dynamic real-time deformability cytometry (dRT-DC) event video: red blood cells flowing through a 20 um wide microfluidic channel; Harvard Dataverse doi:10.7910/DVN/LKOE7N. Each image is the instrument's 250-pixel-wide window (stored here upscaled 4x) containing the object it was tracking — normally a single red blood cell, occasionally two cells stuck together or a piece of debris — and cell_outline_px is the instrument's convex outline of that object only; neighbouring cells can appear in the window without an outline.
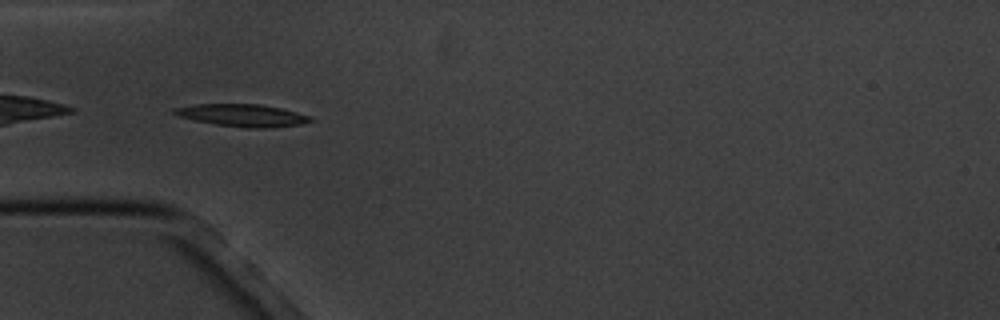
{"species": "common noctule bat (a hibernating species)", "species_latin": "Nyctalus noctula", "temperature_condition": "cold", "stored_images_in_passage": 10, "camera_frame_rate_fps": 3000, "um_per_image_px": 0.085, "animal": {"sex": "male", "body_mass_g": 20.1, "forearm_length_mm": 53.5}, "frame": {"image": 1, "passage_image": 4, "time_ms": 3.333, "image_size_px": [1000, 320], "cell_outline_px": [[316, 120], [300, 124], [268, 128], [244, 128], [216, 124], [196, 120], [180, 116], [172, 112], [172, 108], [196, 104], [260, 104], [280, 108], [296, 112], [308, 116]], "centroid_in_image_um": [20.61, 9.8], "position_along_channel_um": 64.4, "area_um2": 17.57}}
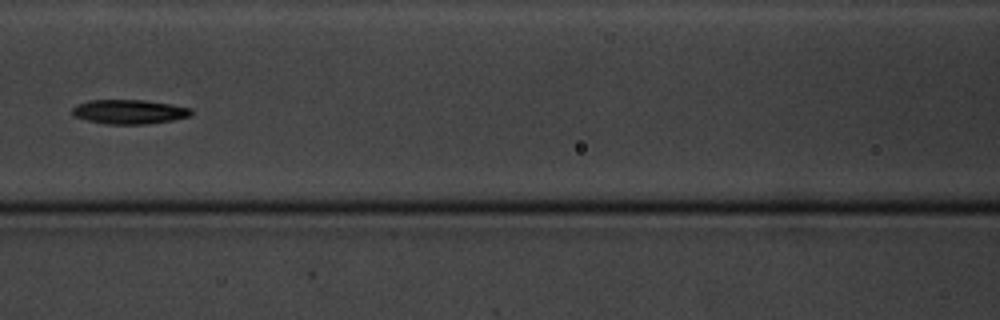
{"frame": {"image": 2, "passage_image": 6, "time_ms": 6.0, "image_size_px": [1000, 320], "cell_outline_px": [[192, 112], [188, 116], [172, 120], [148, 124], [108, 124], [88, 120], [72, 116], [72, 108], [76, 104], [88, 100], [144, 100], [192, 108]], "centroid_in_image_um": [10.93, 9.5], "position_along_channel_um": 155.7, "area_um2": 16.76}}
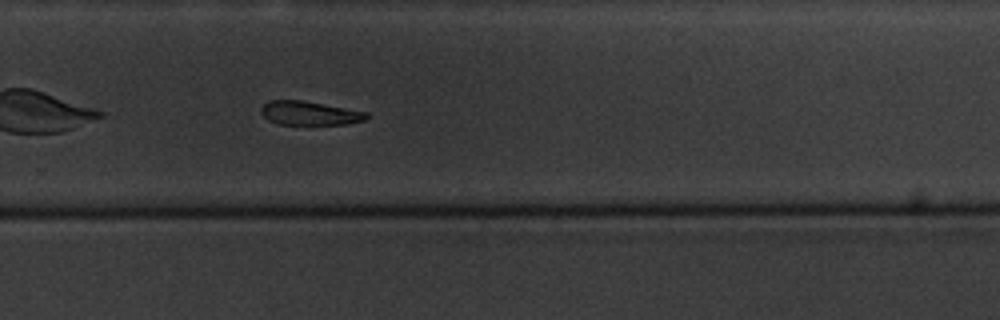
{"frame": {"image": 3, "passage_image": 10, "time_ms": 10.333, "image_size_px": [1000, 320], "cell_outline_px": [[368, 116], [364, 120], [348, 124], [276, 124], [268, 120], [260, 112], [260, 108], [268, 100], [300, 100], [368, 112]], "centroid_in_image_um": [26.27, 9.62], "position_along_channel_um": 303.5, "area_um2": 14.57}}